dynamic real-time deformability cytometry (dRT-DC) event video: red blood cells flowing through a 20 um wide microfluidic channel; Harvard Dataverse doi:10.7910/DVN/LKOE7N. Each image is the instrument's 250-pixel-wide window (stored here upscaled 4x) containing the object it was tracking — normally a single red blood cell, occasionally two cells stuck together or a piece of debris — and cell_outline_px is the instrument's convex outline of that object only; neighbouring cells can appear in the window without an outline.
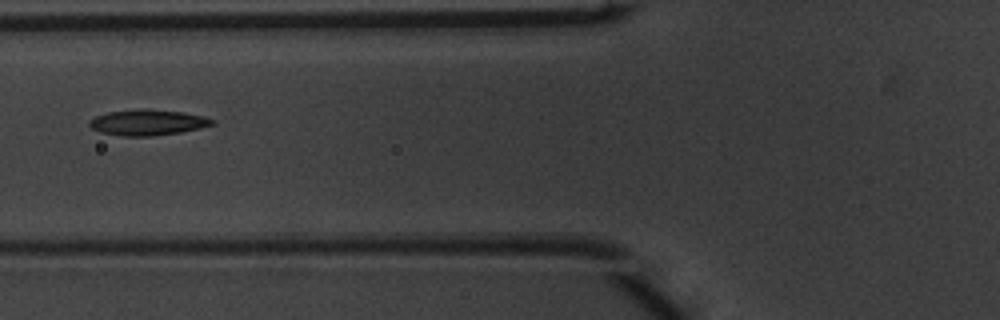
{"species": "common noctule bat (a hibernating species)", "species_latin": "Nyctalus noctula", "temperature_condition": "warm", "stored_images_in_passage": 34, "camera_frame_rate_fps": 3000, "um_per_image_px": 0.085, "animal": {"sex": "male", "body_mass_g": 20.1, "forearm_length_mm": 53.5}, "frame": {"image": 1, "passage_image": 4, "time_ms": 1.0, "image_size_px": [1000, 320], "cell_outline_px": [[216, 124], [200, 128], [180, 132], [152, 136], [124, 136], [100, 132], [92, 128], [88, 124], [88, 120], [96, 116], [108, 112], [140, 108], [144, 108], [184, 112], [204, 116], [216, 120]], "centroid_in_image_um": [12.57, 10.4], "position_along_channel_um": 113.2, "area_um2": 18.61}}
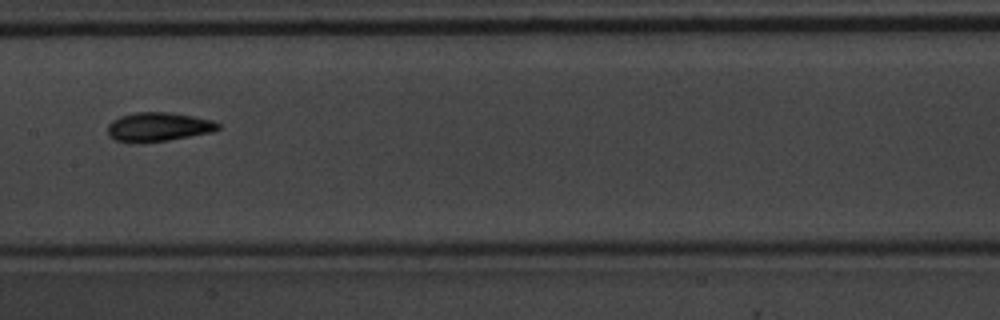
{"frame": {"image": 2, "passage_image": 10, "time_ms": 3.0, "image_size_px": [1000, 320], "cell_outline_px": [[220, 128], [212, 132], [168, 140], [116, 140], [108, 136], [108, 124], [112, 120], [120, 116], [136, 112], [172, 112], [212, 120], [220, 124]], "centroid_in_image_um": [13.49, 10.74], "position_along_channel_um": 193.9, "area_um2": 18.09}}
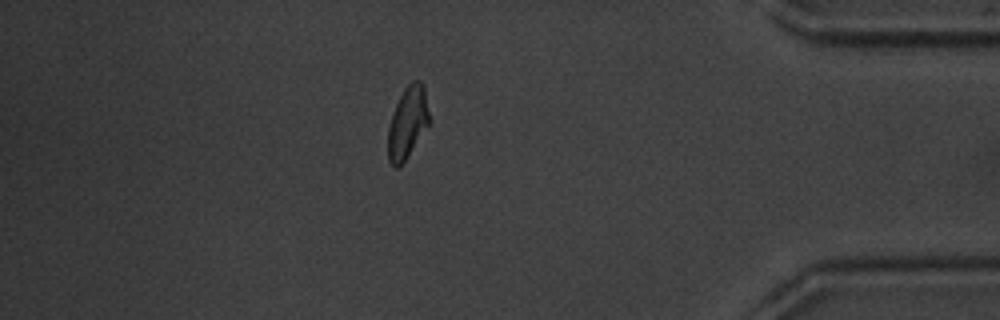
{"frame": {"image": 3, "passage_image": 28, "time_ms": 9.0, "image_size_px": [1000, 320], "cell_outline_px": [[432, 120], [400, 168], [392, 168], [388, 160], [388, 128], [392, 112], [404, 88], [412, 80], [420, 80], [424, 84]], "centroid_in_image_um": [34.67, 10.42], "position_along_channel_um": 400.5, "area_um2": 17.86}, "authors_computed_cell_mechanics": {"area_um2": 17.629, "velocity_mm_per_s": 4.0103, "shape_relaxation_time_tau1_ms": 3.477, "shape_relaxation_time_tau2_ms": 2.3516, "deformation_change_tau1": 0.1449, "deformation_change_tau2": 0.0806}}